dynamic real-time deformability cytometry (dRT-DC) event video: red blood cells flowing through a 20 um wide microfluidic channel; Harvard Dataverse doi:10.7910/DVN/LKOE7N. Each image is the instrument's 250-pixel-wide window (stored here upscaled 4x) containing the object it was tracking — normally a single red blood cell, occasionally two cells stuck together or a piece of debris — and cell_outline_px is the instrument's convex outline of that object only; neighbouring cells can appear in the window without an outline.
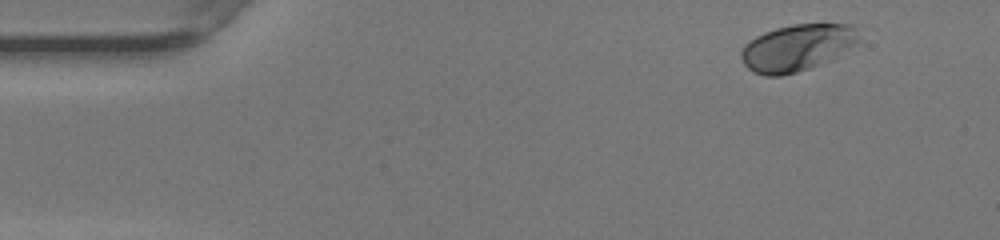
{"species": "human", "species_latin": "Homo sapiens", "temperature_condition": "warm", "stored_images_in_passage": 46, "camera_frame_rate_fps": 3000, "um_per_image_px": 0.085, "donor": {"sex": "female"}, "frame": {"image": 1, "passage_image": 1, "time_ms": 0.0, "image_size_px": [1000, 240], "cell_outline_px": [[860, 40], [856, 44], [832, 60], [796, 72], [780, 76], [764, 76], [752, 72], [744, 64], [740, 56], [740, 52], [744, 44], [756, 36], [764, 32], [776, 28], [792, 24], [856, 24]], "centroid_in_image_um": [67.76, 4.05], "position_along_channel_um": 17.2, "area_um2": 32.37}}
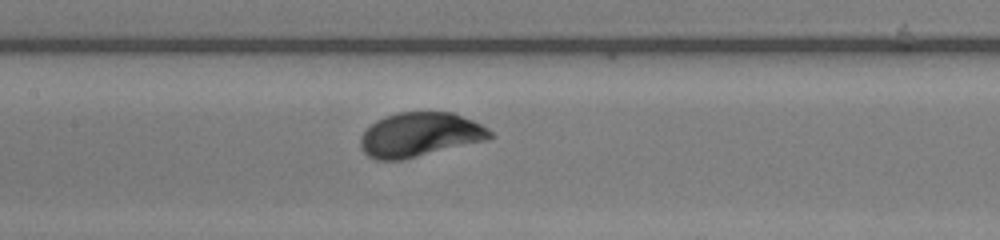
{"frame": {"image": 2, "passage_image": 20, "time_ms": 6.333, "image_size_px": [1000, 240], "cell_outline_px": [[496, 136], [488, 140], [400, 160], [376, 160], [368, 156], [360, 148], [360, 136], [376, 120], [384, 116], [396, 112], [452, 112], [472, 120], [488, 128]], "centroid_in_image_um": [35.69, 11.44], "position_along_channel_um": 171.7, "area_um2": 33.47}}
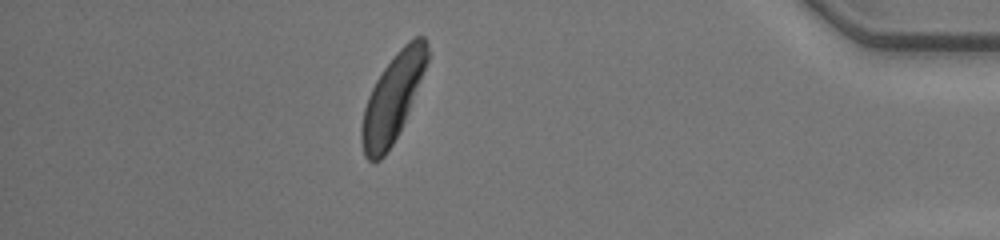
{"frame": {"image": 3, "passage_image": 40, "time_ms": 13.0, "image_size_px": [1000, 240], "cell_outline_px": [[428, 60], [404, 120], [392, 144], [384, 156], [380, 160], [368, 160], [364, 156], [360, 140], [360, 128], [364, 108], [368, 96], [376, 80], [384, 68], [396, 52], [408, 40], [416, 36], [424, 36], [428, 44]], "centroid_in_image_um": [33.34, 8.32], "position_along_channel_um": 401.9, "area_um2": 32.66}, "authors_computed_cell_mechanics": {"area_um2": 32.8304, "velocity_mm_per_s": 4.1321, "shape_relaxation_time_tau1_ms": 1.471, "shape_relaxation_time_tau2_ms": null, "deformation_change_tau1": 0.132, "deformation_change_tau2": null}}